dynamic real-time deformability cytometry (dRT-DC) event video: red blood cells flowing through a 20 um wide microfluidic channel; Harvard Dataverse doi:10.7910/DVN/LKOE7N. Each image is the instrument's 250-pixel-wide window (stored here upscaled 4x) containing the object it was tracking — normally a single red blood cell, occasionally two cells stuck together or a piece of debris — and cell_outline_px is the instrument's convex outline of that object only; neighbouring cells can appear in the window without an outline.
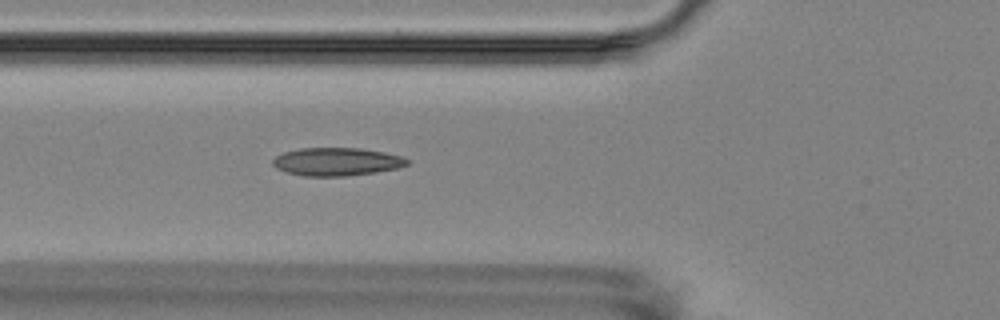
{"species": "Egyptian fruit bat (a non-hibernating species)", "species_latin": "Rousettus aegyptiacus", "temperature_condition": "room temperature", "stored_images_in_passage": 6, "camera_frame_rate_fps": 3000, "um_per_image_px": 0.085, "animal": {"sex": "female"}, "frame": {"image": 1, "passage_image": 6, "time_ms": 5.667, "image_size_px": [1000, 320], "cell_outline_px": [[408, 164], [396, 168], [376, 172], [344, 176], [304, 176], [288, 172], [276, 168], [272, 164], [272, 160], [276, 156], [284, 152], [300, 148], [360, 148], [384, 152], [400, 156], [408, 160]], "centroid_in_image_um": [28.58, 13.74], "position_along_channel_um": 97.2, "area_um2": 21.79}}